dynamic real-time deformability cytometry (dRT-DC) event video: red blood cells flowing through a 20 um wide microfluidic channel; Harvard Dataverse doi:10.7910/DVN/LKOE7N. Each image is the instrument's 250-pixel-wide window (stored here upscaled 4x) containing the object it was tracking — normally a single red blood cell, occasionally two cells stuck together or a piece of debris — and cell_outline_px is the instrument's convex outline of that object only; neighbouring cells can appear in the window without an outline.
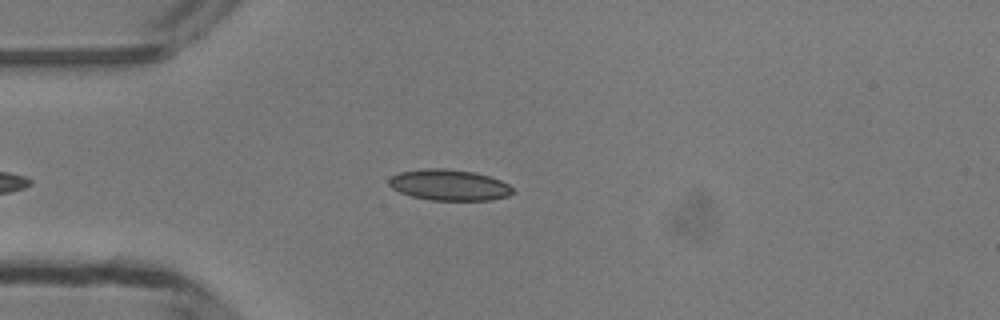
{"species": "common noctule bat (a hibernating species)", "species_latin": "Nyctalus noctula", "temperature_condition": "room temperature", "stored_images_in_passage": 44, "camera_frame_rate_fps": 3000, "um_per_image_px": 0.085, "animal": {"sex": "male", "body_mass_g": 13.3}, "frame": {"image": 1, "passage_image": 12, "time_ms": 3.667, "image_size_px": [1000, 320], "cell_outline_px": [[516, 192], [508, 196], [492, 200], [432, 200], [412, 196], [400, 192], [392, 188], [388, 184], [388, 180], [392, 176], [400, 172], [428, 168], [444, 168], [472, 172], [488, 176], [500, 180], [508, 184]], "centroid_in_image_um": [38.19, 15.73], "position_along_channel_um": 46.8, "area_um2": 22.25}}
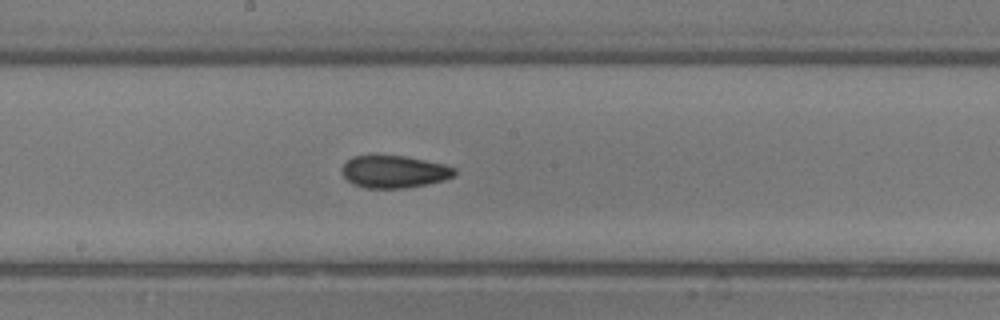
{"frame": {"image": 2, "passage_image": 25, "time_ms": 8.0, "image_size_px": [1000, 320], "cell_outline_px": [[456, 172], [452, 176], [444, 180], [428, 184], [404, 188], [364, 188], [352, 184], [340, 172], [344, 164], [352, 156], [404, 156], [444, 164], [456, 168]], "centroid_in_image_um": [33.49, 14.6], "position_along_channel_um": 214.7, "area_um2": 21.15}}
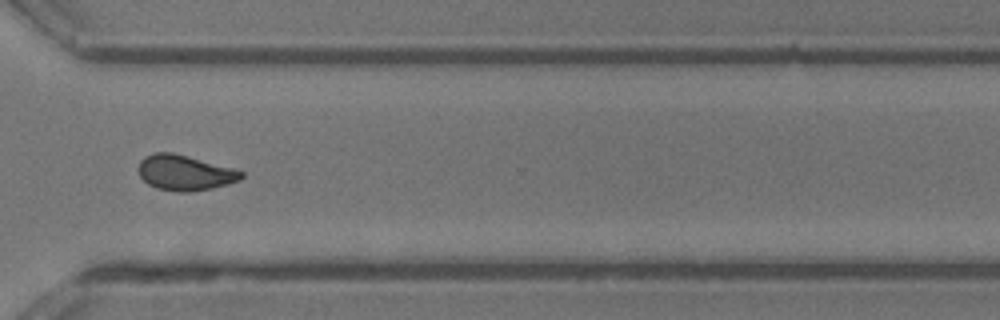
{"frame": {"image": 3, "passage_image": 35, "time_ms": 11.333, "image_size_px": [1000, 320], "cell_outline_px": [[244, 176], [240, 180], [228, 184], [212, 188], [188, 192], [176, 192], [156, 188], [148, 184], [140, 176], [136, 168], [140, 160], [144, 156], [156, 152], [172, 152], [188, 156], [232, 168], [244, 172]], "centroid_in_image_um": [15.67, 14.68], "position_along_channel_um": 354.9, "area_um2": 21.33}, "authors_computed_cell_mechanics": {"area_um2": 21.5016, "velocity_mm_per_s": 4.2226, "shape_relaxation_time_tau1_ms": 4.3218, "shape_relaxation_time_tau2_ms": 2.043, "deformation_change_tau1": 0.122, "deformation_change_tau2": 0.0812}}